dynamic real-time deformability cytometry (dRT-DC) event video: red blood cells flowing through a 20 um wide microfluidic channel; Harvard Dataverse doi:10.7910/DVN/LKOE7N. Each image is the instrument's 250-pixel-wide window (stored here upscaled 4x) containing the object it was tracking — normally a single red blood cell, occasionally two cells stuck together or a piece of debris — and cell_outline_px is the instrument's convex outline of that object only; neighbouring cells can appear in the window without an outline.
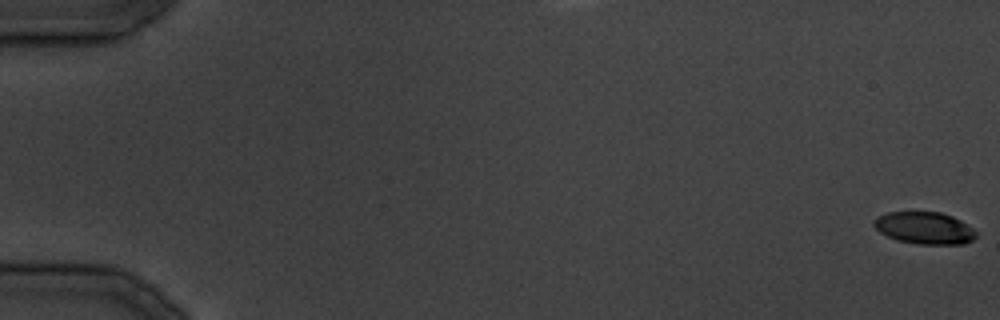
{"species": "common noctule bat (a hibernating species)", "species_latin": "Nyctalus noctula", "temperature_condition": "cold", "stored_images_in_passage": 9, "camera_frame_rate_fps": 3000, "um_per_image_px": 0.085, "animal": {"sex": "male", "body_mass_g": 19.5, "forearm_length_mm": 54.6}, "frame": {"image": 1, "passage_image": 1, "time_ms": 0.0, "image_size_px": [1000, 320], "cell_outline_px": [[976, 236], [972, 240], [964, 244], [916, 244], [896, 240], [880, 232], [872, 224], [876, 216], [888, 212], [940, 212], [952, 216], [968, 224], [976, 232]], "centroid_in_image_um": [78.57, 19.38], "position_along_channel_um": 6.4, "area_um2": 19.19}}